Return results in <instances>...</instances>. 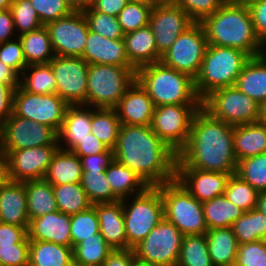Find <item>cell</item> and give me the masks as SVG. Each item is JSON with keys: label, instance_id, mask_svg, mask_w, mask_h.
Listing matches in <instances>:
<instances>
[{"label": "cell", "instance_id": "37", "mask_svg": "<svg viewBox=\"0 0 266 266\" xmlns=\"http://www.w3.org/2000/svg\"><path fill=\"white\" fill-rule=\"evenodd\" d=\"M238 244L266 241V216L258 209L253 208L244 212L231 226Z\"/></svg>", "mask_w": 266, "mask_h": 266}, {"label": "cell", "instance_id": "3", "mask_svg": "<svg viewBox=\"0 0 266 266\" xmlns=\"http://www.w3.org/2000/svg\"><path fill=\"white\" fill-rule=\"evenodd\" d=\"M209 45L231 47L258 57L265 52L254 30L249 7L227 0L201 22Z\"/></svg>", "mask_w": 266, "mask_h": 266}, {"label": "cell", "instance_id": "29", "mask_svg": "<svg viewBox=\"0 0 266 266\" xmlns=\"http://www.w3.org/2000/svg\"><path fill=\"white\" fill-rule=\"evenodd\" d=\"M83 169L80 158L72 151L59 147L44 179L52 186L80 183Z\"/></svg>", "mask_w": 266, "mask_h": 266}, {"label": "cell", "instance_id": "40", "mask_svg": "<svg viewBox=\"0 0 266 266\" xmlns=\"http://www.w3.org/2000/svg\"><path fill=\"white\" fill-rule=\"evenodd\" d=\"M177 266H213L205 234L183 236Z\"/></svg>", "mask_w": 266, "mask_h": 266}, {"label": "cell", "instance_id": "22", "mask_svg": "<svg viewBox=\"0 0 266 266\" xmlns=\"http://www.w3.org/2000/svg\"><path fill=\"white\" fill-rule=\"evenodd\" d=\"M81 57L88 64L133 67L127 58L123 39H109L90 30Z\"/></svg>", "mask_w": 266, "mask_h": 266}, {"label": "cell", "instance_id": "44", "mask_svg": "<svg viewBox=\"0 0 266 266\" xmlns=\"http://www.w3.org/2000/svg\"><path fill=\"white\" fill-rule=\"evenodd\" d=\"M259 192L250 186L236 173L232 174L227 182L225 195L244 212L256 208Z\"/></svg>", "mask_w": 266, "mask_h": 266}, {"label": "cell", "instance_id": "48", "mask_svg": "<svg viewBox=\"0 0 266 266\" xmlns=\"http://www.w3.org/2000/svg\"><path fill=\"white\" fill-rule=\"evenodd\" d=\"M10 9L15 29H19L20 35L43 26L30 0H12Z\"/></svg>", "mask_w": 266, "mask_h": 266}, {"label": "cell", "instance_id": "65", "mask_svg": "<svg viewBox=\"0 0 266 266\" xmlns=\"http://www.w3.org/2000/svg\"><path fill=\"white\" fill-rule=\"evenodd\" d=\"M256 209L266 216V192H259Z\"/></svg>", "mask_w": 266, "mask_h": 266}, {"label": "cell", "instance_id": "32", "mask_svg": "<svg viewBox=\"0 0 266 266\" xmlns=\"http://www.w3.org/2000/svg\"><path fill=\"white\" fill-rule=\"evenodd\" d=\"M29 221L58 211L53 186L45 179L25 181Z\"/></svg>", "mask_w": 266, "mask_h": 266}, {"label": "cell", "instance_id": "60", "mask_svg": "<svg viewBox=\"0 0 266 266\" xmlns=\"http://www.w3.org/2000/svg\"><path fill=\"white\" fill-rule=\"evenodd\" d=\"M134 256L133 249H113L102 266H130Z\"/></svg>", "mask_w": 266, "mask_h": 266}, {"label": "cell", "instance_id": "17", "mask_svg": "<svg viewBox=\"0 0 266 266\" xmlns=\"http://www.w3.org/2000/svg\"><path fill=\"white\" fill-rule=\"evenodd\" d=\"M59 145H44L19 150H2L9 163L11 181L44 179Z\"/></svg>", "mask_w": 266, "mask_h": 266}, {"label": "cell", "instance_id": "45", "mask_svg": "<svg viewBox=\"0 0 266 266\" xmlns=\"http://www.w3.org/2000/svg\"><path fill=\"white\" fill-rule=\"evenodd\" d=\"M82 12L90 31L113 40L123 39L124 33L117 17L94 11L89 5Z\"/></svg>", "mask_w": 266, "mask_h": 266}, {"label": "cell", "instance_id": "71", "mask_svg": "<svg viewBox=\"0 0 266 266\" xmlns=\"http://www.w3.org/2000/svg\"><path fill=\"white\" fill-rule=\"evenodd\" d=\"M130 2H140V3H144V4H149L153 6V0H128Z\"/></svg>", "mask_w": 266, "mask_h": 266}, {"label": "cell", "instance_id": "59", "mask_svg": "<svg viewBox=\"0 0 266 266\" xmlns=\"http://www.w3.org/2000/svg\"><path fill=\"white\" fill-rule=\"evenodd\" d=\"M128 2V0H91L89 6L94 11L117 17Z\"/></svg>", "mask_w": 266, "mask_h": 266}, {"label": "cell", "instance_id": "39", "mask_svg": "<svg viewBox=\"0 0 266 266\" xmlns=\"http://www.w3.org/2000/svg\"><path fill=\"white\" fill-rule=\"evenodd\" d=\"M53 191L61 213L74 215L92 206L81 183L55 185Z\"/></svg>", "mask_w": 266, "mask_h": 266}, {"label": "cell", "instance_id": "23", "mask_svg": "<svg viewBox=\"0 0 266 266\" xmlns=\"http://www.w3.org/2000/svg\"><path fill=\"white\" fill-rule=\"evenodd\" d=\"M99 222V232L113 249H127L122 200L94 204Z\"/></svg>", "mask_w": 266, "mask_h": 266}, {"label": "cell", "instance_id": "43", "mask_svg": "<svg viewBox=\"0 0 266 266\" xmlns=\"http://www.w3.org/2000/svg\"><path fill=\"white\" fill-rule=\"evenodd\" d=\"M236 174L258 192H266V153L240 160Z\"/></svg>", "mask_w": 266, "mask_h": 266}, {"label": "cell", "instance_id": "53", "mask_svg": "<svg viewBox=\"0 0 266 266\" xmlns=\"http://www.w3.org/2000/svg\"><path fill=\"white\" fill-rule=\"evenodd\" d=\"M30 243L0 246V266H29Z\"/></svg>", "mask_w": 266, "mask_h": 266}, {"label": "cell", "instance_id": "25", "mask_svg": "<svg viewBox=\"0 0 266 266\" xmlns=\"http://www.w3.org/2000/svg\"><path fill=\"white\" fill-rule=\"evenodd\" d=\"M123 40L127 58L136 70L161 60L149 25L124 34Z\"/></svg>", "mask_w": 266, "mask_h": 266}, {"label": "cell", "instance_id": "2", "mask_svg": "<svg viewBox=\"0 0 266 266\" xmlns=\"http://www.w3.org/2000/svg\"><path fill=\"white\" fill-rule=\"evenodd\" d=\"M234 126L212 117L202 107L196 112L186 145L177 153L176 168L235 174Z\"/></svg>", "mask_w": 266, "mask_h": 266}, {"label": "cell", "instance_id": "12", "mask_svg": "<svg viewBox=\"0 0 266 266\" xmlns=\"http://www.w3.org/2000/svg\"><path fill=\"white\" fill-rule=\"evenodd\" d=\"M201 105H162L155 107L151 129L175 152L187 143L193 118Z\"/></svg>", "mask_w": 266, "mask_h": 266}, {"label": "cell", "instance_id": "62", "mask_svg": "<svg viewBox=\"0 0 266 266\" xmlns=\"http://www.w3.org/2000/svg\"><path fill=\"white\" fill-rule=\"evenodd\" d=\"M19 75L0 60V84L20 85Z\"/></svg>", "mask_w": 266, "mask_h": 266}, {"label": "cell", "instance_id": "16", "mask_svg": "<svg viewBox=\"0 0 266 266\" xmlns=\"http://www.w3.org/2000/svg\"><path fill=\"white\" fill-rule=\"evenodd\" d=\"M45 26L56 56L83 55L89 27L82 11H73L70 15L49 22Z\"/></svg>", "mask_w": 266, "mask_h": 266}, {"label": "cell", "instance_id": "27", "mask_svg": "<svg viewBox=\"0 0 266 266\" xmlns=\"http://www.w3.org/2000/svg\"><path fill=\"white\" fill-rule=\"evenodd\" d=\"M234 86L259 104L266 100V53L250 58Z\"/></svg>", "mask_w": 266, "mask_h": 266}, {"label": "cell", "instance_id": "41", "mask_svg": "<svg viewBox=\"0 0 266 266\" xmlns=\"http://www.w3.org/2000/svg\"><path fill=\"white\" fill-rule=\"evenodd\" d=\"M25 69H31V74L27 76L24 71V80H20V86L25 91L32 94H56L57 83L49 63L28 65Z\"/></svg>", "mask_w": 266, "mask_h": 266}, {"label": "cell", "instance_id": "30", "mask_svg": "<svg viewBox=\"0 0 266 266\" xmlns=\"http://www.w3.org/2000/svg\"><path fill=\"white\" fill-rule=\"evenodd\" d=\"M205 235L213 266H234L239 244L232 228L210 229Z\"/></svg>", "mask_w": 266, "mask_h": 266}, {"label": "cell", "instance_id": "28", "mask_svg": "<svg viewBox=\"0 0 266 266\" xmlns=\"http://www.w3.org/2000/svg\"><path fill=\"white\" fill-rule=\"evenodd\" d=\"M81 105H69L66 109L64 121L58 132V141L61 139L66 141L68 148L65 150L71 151L81 140L91 134V111Z\"/></svg>", "mask_w": 266, "mask_h": 266}, {"label": "cell", "instance_id": "1", "mask_svg": "<svg viewBox=\"0 0 266 266\" xmlns=\"http://www.w3.org/2000/svg\"><path fill=\"white\" fill-rule=\"evenodd\" d=\"M114 159L133 170L148 186L175 180V152L150 126L121 124Z\"/></svg>", "mask_w": 266, "mask_h": 266}, {"label": "cell", "instance_id": "61", "mask_svg": "<svg viewBox=\"0 0 266 266\" xmlns=\"http://www.w3.org/2000/svg\"><path fill=\"white\" fill-rule=\"evenodd\" d=\"M15 30L11 9L0 11V43L8 41ZM13 31V32H12Z\"/></svg>", "mask_w": 266, "mask_h": 266}, {"label": "cell", "instance_id": "52", "mask_svg": "<svg viewBox=\"0 0 266 266\" xmlns=\"http://www.w3.org/2000/svg\"><path fill=\"white\" fill-rule=\"evenodd\" d=\"M0 60L11 67L18 75L27 67L23 54V46L20 39L0 43Z\"/></svg>", "mask_w": 266, "mask_h": 266}, {"label": "cell", "instance_id": "15", "mask_svg": "<svg viewBox=\"0 0 266 266\" xmlns=\"http://www.w3.org/2000/svg\"><path fill=\"white\" fill-rule=\"evenodd\" d=\"M58 134L49 126L12 114L0 127V149L19 150L59 145Z\"/></svg>", "mask_w": 266, "mask_h": 266}, {"label": "cell", "instance_id": "51", "mask_svg": "<svg viewBox=\"0 0 266 266\" xmlns=\"http://www.w3.org/2000/svg\"><path fill=\"white\" fill-rule=\"evenodd\" d=\"M234 266H266V241L239 244Z\"/></svg>", "mask_w": 266, "mask_h": 266}, {"label": "cell", "instance_id": "49", "mask_svg": "<svg viewBox=\"0 0 266 266\" xmlns=\"http://www.w3.org/2000/svg\"><path fill=\"white\" fill-rule=\"evenodd\" d=\"M43 25L70 15L74 10L65 0H30Z\"/></svg>", "mask_w": 266, "mask_h": 266}, {"label": "cell", "instance_id": "4", "mask_svg": "<svg viewBox=\"0 0 266 266\" xmlns=\"http://www.w3.org/2000/svg\"><path fill=\"white\" fill-rule=\"evenodd\" d=\"M136 81L155 107L162 105H201L189 75L165 66L161 61L139 68Z\"/></svg>", "mask_w": 266, "mask_h": 266}, {"label": "cell", "instance_id": "70", "mask_svg": "<svg viewBox=\"0 0 266 266\" xmlns=\"http://www.w3.org/2000/svg\"><path fill=\"white\" fill-rule=\"evenodd\" d=\"M175 0H153V6L157 4H173Z\"/></svg>", "mask_w": 266, "mask_h": 266}, {"label": "cell", "instance_id": "42", "mask_svg": "<svg viewBox=\"0 0 266 266\" xmlns=\"http://www.w3.org/2000/svg\"><path fill=\"white\" fill-rule=\"evenodd\" d=\"M80 183L92 205L119 201L112 193L105 172L83 171Z\"/></svg>", "mask_w": 266, "mask_h": 266}, {"label": "cell", "instance_id": "54", "mask_svg": "<svg viewBox=\"0 0 266 266\" xmlns=\"http://www.w3.org/2000/svg\"><path fill=\"white\" fill-rule=\"evenodd\" d=\"M14 243H30L27 229L0 222V246H14Z\"/></svg>", "mask_w": 266, "mask_h": 266}, {"label": "cell", "instance_id": "57", "mask_svg": "<svg viewBox=\"0 0 266 266\" xmlns=\"http://www.w3.org/2000/svg\"><path fill=\"white\" fill-rule=\"evenodd\" d=\"M19 86L0 84V127L13 114L14 93Z\"/></svg>", "mask_w": 266, "mask_h": 266}, {"label": "cell", "instance_id": "14", "mask_svg": "<svg viewBox=\"0 0 266 266\" xmlns=\"http://www.w3.org/2000/svg\"><path fill=\"white\" fill-rule=\"evenodd\" d=\"M49 64L56 79V94L68 105H86L89 64L82 57L55 56Z\"/></svg>", "mask_w": 266, "mask_h": 266}, {"label": "cell", "instance_id": "50", "mask_svg": "<svg viewBox=\"0 0 266 266\" xmlns=\"http://www.w3.org/2000/svg\"><path fill=\"white\" fill-rule=\"evenodd\" d=\"M227 0H175L174 5L183 9L195 23H201L214 14Z\"/></svg>", "mask_w": 266, "mask_h": 266}, {"label": "cell", "instance_id": "13", "mask_svg": "<svg viewBox=\"0 0 266 266\" xmlns=\"http://www.w3.org/2000/svg\"><path fill=\"white\" fill-rule=\"evenodd\" d=\"M68 106L57 94H32L19 86L14 93L13 114L47 125L58 134Z\"/></svg>", "mask_w": 266, "mask_h": 266}, {"label": "cell", "instance_id": "8", "mask_svg": "<svg viewBox=\"0 0 266 266\" xmlns=\"http://www.w3.org/2000/svg\"><path fill=\"white\" fill-rule=\"evenodd\" d=\"M122 202L127 249H133L164 218L163 200L160 190L149 186L143 193H136L129 207L125 205V199Z\"/></svg>", "mask_w": 266, "mask_h": 266}, {"label": "cell", "instance_id": "58", "mask_svg": "<svg viewBox=\"0 0 266 266\" xmlns=\"http://www.w3.org/2000/svg\"><path fill=\"white\" fill-rule=\"evenodd\" d=\"M109 148L101 141H99L92 133L81 140L71 151L78 157L96 155L106 152Z\"/></svg>", "mask_w": 266, "mask_h": 266}, {"label": "cell", "instance_id": "21", "mask_svg": "<svg viewBox=\"0 0 266 266\" xmlns=\"http://www.w3.org/2000/svg\"><path fill=\"white\" fill-rule=\"evenodd\" d=\"M71 215L55 211L29 221L28 239L72 247Z\"/></svg>", "mask_w": 266, "mask_h": 266}, {"label": "cell", "instance_id": "34", "mask_svg": "<svg viewBox=\"0 0 266 266\" xmlns=\"http://www.w3.org/2000/svg\"><path fill=\"white\" fill-rule=\"evenodd\" d=\"M105 175L112 189V193L119 199L123 200L126 195L143 193L149 186L128 167L120 164L115 159L105 170Z\"/></svg>", "mask_w": 266, "mask_h": 266}, {"label": "cell", "instance_id": "26", "mask_svg": "<svg viewBox=\"0 0 266 266\" xmlns=\"http://www.w3.org/2000/svg\"><path fill=\"white\" fill-rule=\"evenodd\" d=\"M233 146L236 160L266 153V124L261 122L234 126Z\"/></svg>", "mask_w": 266, "mask_h": 266}, {"label": "cell", "instance_id": "35", "mask_svg": "<svg viewBox=\"0 0 266 266\" xmlns=\"http://www.w3.org/2000/svg\"><path fill=\"white\" fill-rule=\"evenodd\" d=\"M202 207L208 230L231 227L244 214L225 194L203 202Z\"/></svg>", "mask_w": 266, "mask_h": 266}, {"label": "cell", "instance_id": "6", "mask_svg": "<svg viewBox=\"0 0 266 266\" xmlns=\"http://www.w3.org/2000/svg\"><path fill=\"white\" fill-rule=\"evenodd\" d=\"M134 67L89 64L86 106L114 109L136 80Z\"/></svg>", "mask_w": 266, "mask_h": 266}, {"label": "cell", "instance_id": "36", "mask_svg": "<svg viewBox=\"0 0 266 266\" xmlns=\"http://www.w3.org/2000/svg\"><path fill=\"white\" fill-rule=\"evenodd\" d=\"M74 266H99L113 251L100 232L79 242L73 248Z\"/></svg>", "mask_w": 266, "mask_h": 266}, {"label": "cell", "instance_id": "10", "mask_svg": "<svg viewBox=\"0 0 266 266\" xmlns=\"http://www.w3.org/2000/svg\"><path fill=\"white\" fill-rule=\"evenodd\" d=\"M183 236L174 224L163 218L133 251L137 258L155 266H177Z\"/></svg>", "mask_w": 266, "mask_h": 266}, {"label": "cell", "instance_id": "7", "mask_svg": "<svg viewBox=\"0 0 266 266\" xmlns=\"http://www.w3.org/2000/svg\"><path fill=\"white\" fill-rule=\"evenodd\" d=\"M156 187L163 200L164 218L184 236L207 232L202 202L194 198L176 179Z\"/></svg>", "mask_w": 266, "mask_h": 266}, {"label": "cell", "instance_id": "11", "mask_svg": "<svg viewBox=\"0 0 266 266\" xmlns=\"http://www.w3.org/2000/svg\"><path fill=\"white\" fill-rule=\"evenodd\" d=\"M207 46L206 33L202 24L194 23L178 36L160 61L165 66L195 79L200 71Z\"/></svg>", "mask_w": 266, "mask_h": 266}, {"label": "cell", "instance_id": "9", "mask_svg": "<svg viewBox=\"0 0 266 266\" xmlns=\"http://www.w3.org/2000/svg\"><path fill=\"white\" fill-rule=\"evenodd\" d=\"M259 106L235 86L216 89L201 100L206 112L232 126L258 122Z\"/></svg>", "mask_w": 266, "mask_h": 266}, {"label": "cell", "instance_id": "18", "mask_svg": "<svg viewBox=\"0 0 266 266\" xmlns=\"http://www.w3.org/2000/svg\"><path fill=\"white\" fill-rule=\"evenodd\" d=\"M195 22L179 6L174 4H157L153 6L149 26L155 37L157 52L162 56Z\"/></svg>", "mask_w": 266, "mask_h": 266}, {"label": "cell", "instance_id": "67", "mask_svg": "<svg viewBox=\"0 0 266 266\" xmlns=\"http://www.w3.org/2000/svg\"><path fill=\"white\" fill-rule=\"evenodd\" d=\"M130 266H155L149 262L143 261L136 256H134L131 260V265Z\"/></svg>", "mask_w": 266, "mask_h": 266}, {"label": "cell", "instance_id": "66", "mask_svg": "<svg viewBox=\"0 0 266 266\" xmlns=\"http://www.w3.org/2000/svg\"><path fill=\"white\" fill-rule=\"evenodd\" d=\"M259 122L266 124V100L259 106Z\"/></svg>", "mask_w": 266, "mask_h": 266}, {"label": "cell", "instance_id": "5", "mask_svg": "<svg viewBox=\"0 0 266 266\" xmlns=\"http://www.w3.org/2000/svg\"><path fill=\"white\" fill-rule=\"evenodd\" d=\"M250 58L244 51L208 44L200 71L194 79L197 96L202 100L216 89L234 86Z\"/></svg>", "mask_w": 266, "mask_h": 266}, {"label": "cell", "instance_id": "55", "mask_svg": "<svg viewBox=\"0 0 266 266\" xmlns=\"http://www.w3.org/2000/svg\"><path fill=\"white\" fill-rule=\"evenodd\" d=\"M79 158L83 171L105 172L114 161V150L109 148L106 152Z\"/></svg>", "mask_w": 266, "mask_h": 266}, {"label": "cell", "instance_id": "38", "mask_svg": "<svg viewBox=\"0 0 266 266\" xmlns=\"http://www.w3.org/2000/svg\"><path fill=\"white\" fill-rule=\"evenodd\" d=\"M120 126L115 109L96 108L92 111L91 133L110 149L116 147Z\"/></svg>", "mask_w": 266, "mask_h": 266}, {"label": "cell", "instance_id": "69", "mask_svg": "<svg viewBox=\"0 0 266 266\" xmlns=\"http://www.w3.org/2000/svg\"><path fill=\"white\" fill-rule=\"evenodd\" d=\"M12 0H0V11L10 8Z\"/></svg>", "mask_w": 266, "mask_h": 266}, {"label": "cell", "instance_id": "47", "mask_svg": "<svg viewBox=\"0 0 266 266\" xmlns=\"http://www.w3.org/2000/svg\"><path fill=\"white\" fill-rule=\"evenodd\" d=\"M70 232L72 248L99 232V222L94 205L80 213L71 215Z\"/></svg>", "mask_w": 266, "mask_h": 266}, {"label": "cell", "instance_id": "20", "mask_svg": "<svg viewBox=\"0 0 266 266\" xmlns=\"http://www.w3.org/2000/svg\"><path fill=\"white\" fill-rule=\"evenodd\" d=\"M114 109L123 125L150 126L155 106L146 91L135 80Z\"/></svg>", "mask_w": 266, "mask_h": 266}, {"label": "cell", "instance_id": "33", "mask_svg": "<svg viewBox=\"0 0 266 266\" xmlns=\"http://www.w3.org/2000/svg\"><path fill=\"white\" fill-rule=\"evenodd\" d=\"M23 46V54L26 64H47L56 55L53 48L48 29L45 25L40 28L19 35L18 37Z\"/></svg>", "mask_w": 266, "mask_h": 266}, {"label": "cell", "instance_id": "56", "mask_svg": "<svg viewBox=\"0 0 266 266\" xmlns=\"http://www.w3.org/2000/svg\"><path fill=\"white\" fill-rule=\"evenodd\" d=\"M257 38L264 46L266 43V0H260L249 7Z\"/></svg>", "mask_w": 266, "mask_h": 266}, {"label": "cell", "instance_id": "64", "mask_svg": "<svg viewBox=\"0 0 266 266\" xmlns=\"http://www.w3.org/2000/svg\"><path fill=\"white\" fill-rule=\"evenodd\" d=\"M74 11H82L89 4L91 0H65Z\"/></svg>", "mask_w": 266, "mask_h": 266}, {"label": "cell", "instance_id": "63", "mask_svg": "<svg viewBox=\"0 0 266 266\" xmlns=\"http://www.w3.org/2000/svg\"><path fill=\"white\" fill-rule=\"evenodd\" d=\"M10 181L8 158L0 149V187L8 184Z\"/></svg>", "mask_w": 266, "mask_h": 266}, {"label": "cell", "instance_id": "24", "mask_svg": "<svg viewBox=\"0 0 266 266\" xmlns=\"http://www.w3.org/2000/svg\"><path fill=\"white\" fill-rule=\"evenodd\" d=\"M0 222L25 227L29 217L24 182L10 181L0 187Z\"/></svg>", "mask_w": 266, "mask_h": 266}, {"label": "cell", "instance_id": "31", "mask_svg": "<svg viewBox=\"0 0 266 266\" xmlns=\"http://www.w3.org/2000/svg\"><path fill=\"white\" fill-rule=\"evenodd\" d=\"M29 266H74L73 249L46 241H30Z\"/></svg>", "mask_w": 266, "mask_h": 266}, {"label": "cell", "instance_id": "46", "mask_svg": "<svg viewBox=\"0 0 266 266\" xmlns=\"http://www.w3.org/2000/svg\"><path fill=\"white\" fill-rule=\"evenodd\" d=\"M153 6L140 2H128L117 16L124 34L149 25Z\"/></svg>", "mask_w": 266, "mask_h": 266}, {"label": "cell", "instance_id": "19", "mask_svg": "<svg viewBox=\"0 0 266 266\" xmlns=\"http://www.w3.org/2000/svg\"><path fill=\"white\" fill-rule=\"evenodd\" d=\"M232 174L193 168H176V180L199 202L225 194Z\"/></svg>", "mask_w": 266, "mask_h": 266}, {"label": "cell", "instance_id": "68", "mask_svg": "<svg viewBox=\"0 0 266 266\" xmlns=\"http://www.w3.org/2000/svg\"><path fill=\"white\" fill-rule=\"evenodd\" d=\"M232 3L241 5L244 7H250L252 4L259 2L260 0H230Z\"/></svg>", "mask_w": 266, "mask_h": 266}]
</instances>
